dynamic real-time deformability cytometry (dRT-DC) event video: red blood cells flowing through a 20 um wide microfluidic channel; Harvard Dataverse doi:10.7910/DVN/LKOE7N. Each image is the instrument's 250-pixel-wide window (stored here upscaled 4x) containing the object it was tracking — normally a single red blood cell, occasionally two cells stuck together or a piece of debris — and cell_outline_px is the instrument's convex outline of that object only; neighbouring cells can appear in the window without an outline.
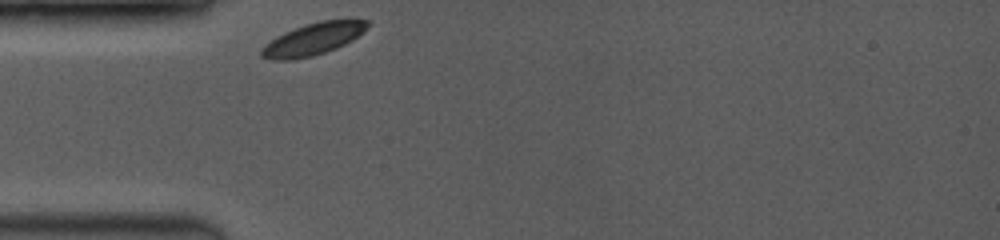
{"species": "common noctule bat (a hibernating species)", "species_latin": "Nyctalus noctula", "temperature_condition": "room temperature", "stored_images_in_passage": 4, "camera_frame_rate_fps": 3500, "um_per_image_px": 0.085, "animal": {"sex": "female", "body_mass_g": 19.0, "forearm_length_mm": 53.3}, "frame": {"image": 1, "passage_image": 1, "time_ms": 0.0, "image_size_px": [1000, 240], "cell_outline_px": [[368, 28], [364, 32], [352, 40], [336, 48], [312, 56], [292, 60], [268, 60], [260, 56], [260, 48], [264, 44], [276, 36], [284, 32], [304, 24], [320, 20], [368, 20]], "centroid_in_image_um": [26.55, 3.33], "position_along_channel_um": 58.4, "area_um2": 19.94}}
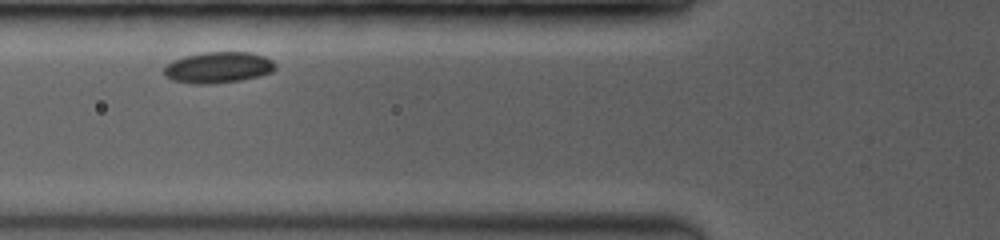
{"frame": {"image": 2, "passage_image": 3, "time_ms": 1.429, "image_size_px": [1000, 240], "cell_outline_px": [[276, 68], [272, 72], [240, 80], [212, 84], [192, 84], [172, 80], [164, 76], [164, 68], [172, 60], [184, 56], [204, 52], [252, 52], [264, 56], [272, 60]], "centroid_in_image_um": [18.52, 5.73], "position_along_channel_um": 107.3, "area_um2": 20.23}}
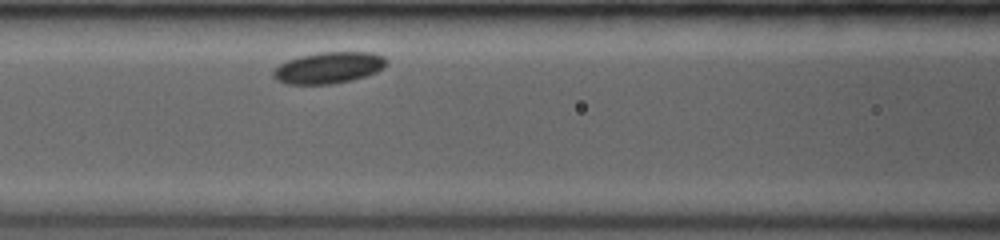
{"frame": {"image": 3, "passage_image": 4, "time_ms": 2.286, "image_size_px": [1000, 240], "cell_outline_px": [[388, 64], [384, 68], [376, 72], [352, 80], [332, 84], [288, 84], [276, 80], [272, 76], [272, 72], [280, 64], [288, 60], [300, 56], [320, 52], [372, 52], [384, 56], [388, 60]], "centroid_in_image_um": [27.96, 5.75], "position_along_channel_um": 138.6, "area_um2": 20.81}}